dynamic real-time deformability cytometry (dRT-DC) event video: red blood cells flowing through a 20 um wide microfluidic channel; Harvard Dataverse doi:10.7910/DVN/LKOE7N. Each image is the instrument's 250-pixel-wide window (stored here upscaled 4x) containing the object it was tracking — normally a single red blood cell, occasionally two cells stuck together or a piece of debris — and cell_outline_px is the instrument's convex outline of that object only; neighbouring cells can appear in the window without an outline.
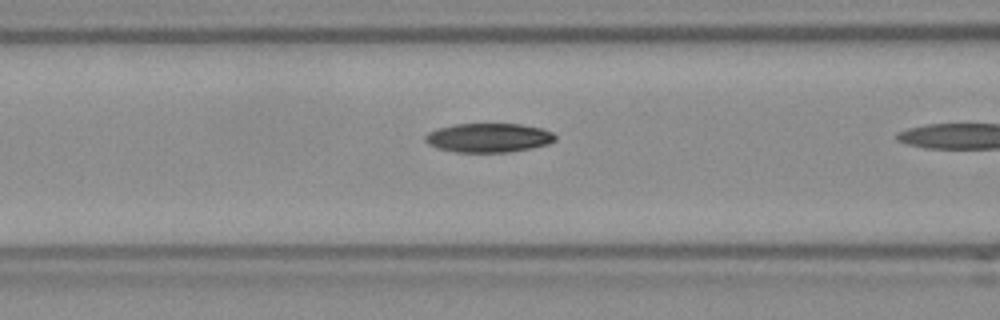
{"species": "Egyptian fruit bat (a non-hibernating species)", "species_latin": "Rousettus aegyptiacus", "temperature_condition": "room temperature", "stored_images_in_passage": 6, "camera_frame_rate_fps": 3000, "um_per_image_px": 0.085, "frame": {"image": 1, "passage_image": 5, "time_ms": 1.333, "image_size_px": [1000, 320], "cell_outline_px": [[556, 140], [548, 144], [532, 148], [508, 152], [456, 152], [440, 148], [428, 144], [424, 140], [424, 136], [428, 132], [436, 128], [456, 124], [520, 124], [540, 128], [552, 132], [556, 136]], "centroid_in_image_um": [41.52, 11.71], "position_along_channel_um": 125.1, "area_um2": 22.02}}